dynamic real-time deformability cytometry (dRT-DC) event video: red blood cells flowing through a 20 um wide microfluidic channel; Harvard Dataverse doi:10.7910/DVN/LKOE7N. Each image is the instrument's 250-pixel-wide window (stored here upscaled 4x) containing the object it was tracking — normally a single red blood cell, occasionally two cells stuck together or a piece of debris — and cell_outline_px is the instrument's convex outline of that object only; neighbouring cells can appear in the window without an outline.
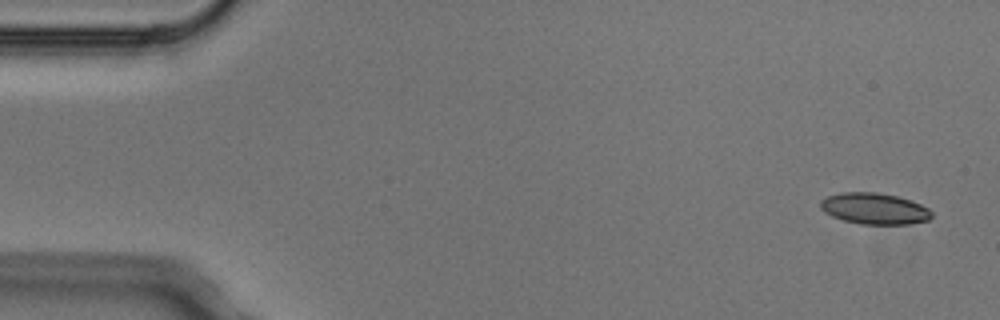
{"species": "Egyptian fruit bat (a non-hibernating species)", "species_latin": "Rousettus aegyptiacus", "temperature_condition": "cold", "stored_images_in_passage": 5, "camera_frame_rate_fps": 3000, "um_per_image_px": 0.085, "animal": {"sex": "male"}, "frame": {"image": 1, "passage_image": 1, "time_ms": 0.0, "image_size_px": [1000, 320], "cell_outline_px": [[932, 216], [928, 220], [908, 224], [860, 224], [844, 220], [832, 216], [824, 212], [820, 208], [820, 200], [828, 196], [844, 192], [876, 192], [896, 196], [920, 204], [928, 208], [932, 212]], "centroid_in_image_um": [74.31, 17.73], "position_along_channel_um": 10.7, "area_um2": 20.11}}
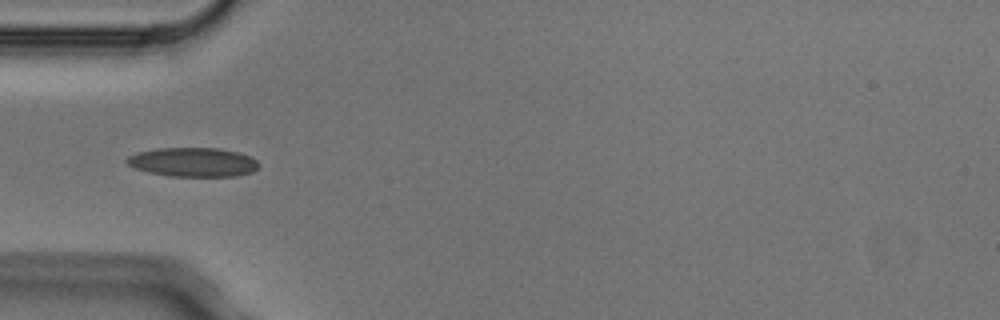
{"frame": {"image": 2, "passage_image": 5, "time_ms": 1.333, "image_size_px": [1000, 320], "cell_outline_px": [[260, 164], [252, 172], [236, 176], [168, 176], [148, 172], [136, 168], [128, 164], [124, 160], [128, 156], [136, 152], [156, 148], [220, 148], [240, 152], [256, 160]], "centroid_in_image_um": [16.39, 13.77], "position_along_channel_um": 68.6, "area_um2": 22.48}}